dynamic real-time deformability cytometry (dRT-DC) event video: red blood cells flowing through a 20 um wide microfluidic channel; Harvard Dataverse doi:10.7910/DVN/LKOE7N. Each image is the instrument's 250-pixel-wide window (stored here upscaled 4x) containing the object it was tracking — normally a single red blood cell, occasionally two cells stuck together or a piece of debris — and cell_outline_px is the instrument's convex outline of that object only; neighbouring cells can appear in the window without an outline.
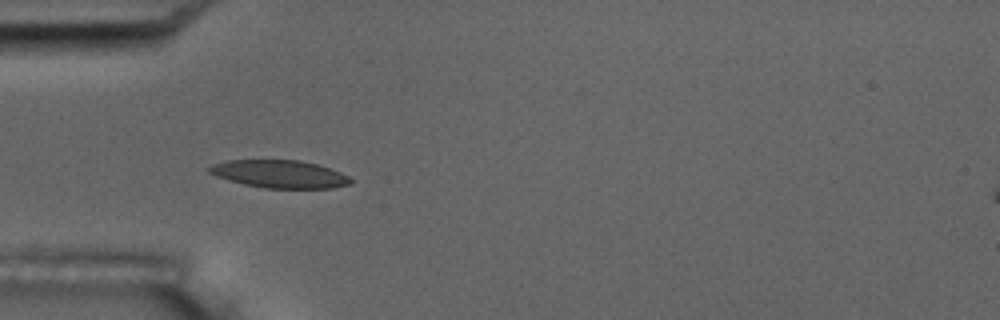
{"species": "common noctule bat (a hibernating species)", "species_latin": "Nyctalus noctula", "temperature_condition": "room temperature", "stored_images_in_passage": 5, "camera_frame_rate_fps": 3000, "um_per_image_px": 0.085, "animal": {"sex": "male", "body_mass_g": 17.5, "forearm_length_mm": 52.3}, "frame": {"image": 1, "passage_image": 4, "time_ms": 1.0, "image_size_px": [1000, 320], "cell_outline_px": [[352, 184], [332, 188], [264, 188], [244, 184], [228, 180], [216, 176], [208, 172], [204, 168], [212, 164], [228, 160], [300, 160], [316, 164], [340, 172], [348, 176], [352, 180]], "centroid_in_image_um": [23.73, 14.79], "position_along_channel_um": 61.3, "area_um2": 22.95}}